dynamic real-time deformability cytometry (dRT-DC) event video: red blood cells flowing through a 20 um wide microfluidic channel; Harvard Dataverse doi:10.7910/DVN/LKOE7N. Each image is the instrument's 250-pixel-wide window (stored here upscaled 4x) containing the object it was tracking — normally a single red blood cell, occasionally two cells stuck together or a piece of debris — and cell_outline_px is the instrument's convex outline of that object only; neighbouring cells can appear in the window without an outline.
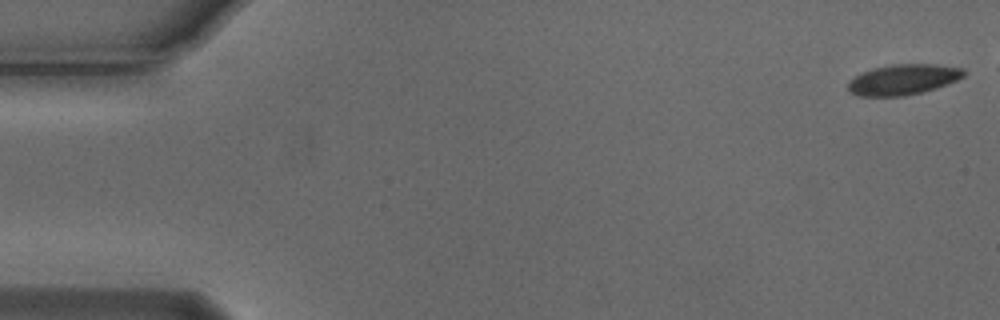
{"species": "Egyptian fruit bat (a non-hibernating species)", "species_latin": "Rousettus aegyptiacus", "temperature_condition": "cold", "stored_images_in_passage": 3, "camera_frame_rate_fps": 3000, "um_per_image_px": 0.085, "animal": {"sex": "male"}, "frame": {"image": 1, "passage_image": 1, "time_ms": 0.0, "image_size_px": [1000, 320], "cell_outline_px": [[968, 72], [964, 76], [956, 80], [920, 92], [904, 96], [860, 96], [852, 92], [848, 88], [848, 80], [872, 68], [892, 64], [936, 64], [964, 68]], "centroid_in_image_um": [76.77, 6.74], "position_along_channel_um": 8.2, "area_um2": 20.35}}